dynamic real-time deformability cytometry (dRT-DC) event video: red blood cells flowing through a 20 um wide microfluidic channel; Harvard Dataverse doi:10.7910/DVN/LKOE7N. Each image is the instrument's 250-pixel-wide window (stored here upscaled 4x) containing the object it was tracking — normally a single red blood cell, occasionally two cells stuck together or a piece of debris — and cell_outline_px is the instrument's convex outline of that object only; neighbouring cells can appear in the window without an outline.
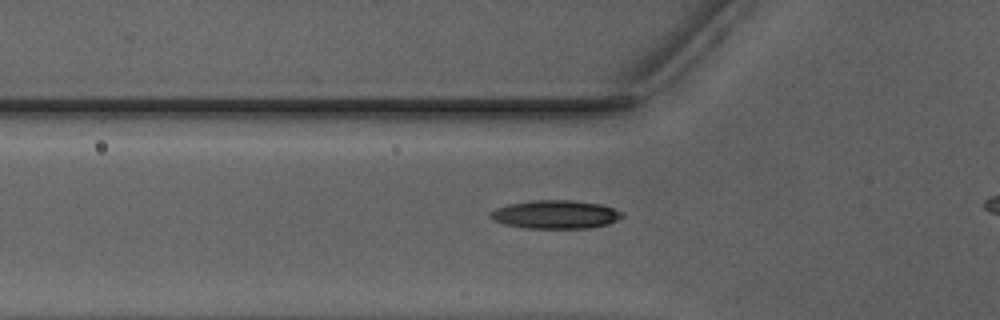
{"species": "Egyptian fruit bat (a non-hibernating species)", "species_latin": "Rousettus aegyptiacus", "temperature_condition": "warm", "stored_images_in_passage": 38, "camera_frame_rate_fps": 3000, "um_per_image_px": 0.085, "animal": {"sex": "male"}, "frame": {"image": 1, "passage_image": 13, "time_ms": 4.0, "image_size_px": [1000, 320], "cell_outline_px": [[624, 216], [608, 224], [588, 228], [524, 228], [504, 224], [492, 220], [488, 216], [496, 208], [508, 204], [532, 200], [572, 200], [600, 204], [624, 212]], "centroid_in_image_um": [47.2, 18.23], "position_along_channel_um": 78.6, "area_um2": 21.85}}
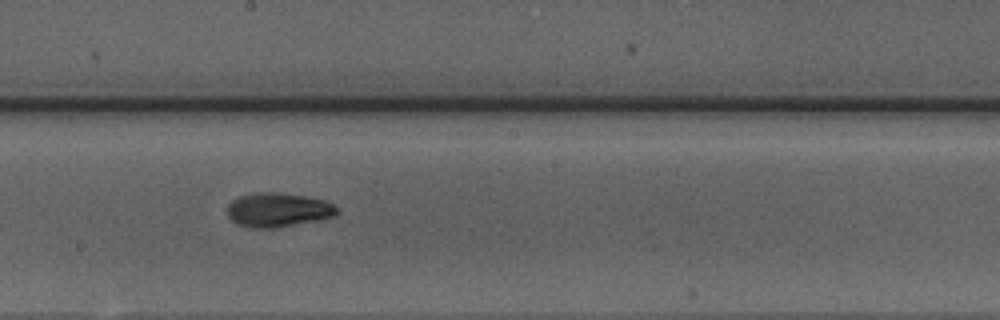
{"frame": {"image": 2, "passage_image": 24, "time_ms": 7.667, "image_size_px": [1000, 320], "cell_outline_px": [[340, 212], [332, 216], [316, 220], [272, 228], [252, 228], [236, 224], [228, 216], [228, 204], [232, 200], [240, 196], [256, 192], [276, 192], [304, 196], [324, 200], [340, 208]], "centroid_in_image_um": [23.61, 17.83], "position_along_channel_um": 224.6, "area_um2": 21.68}}
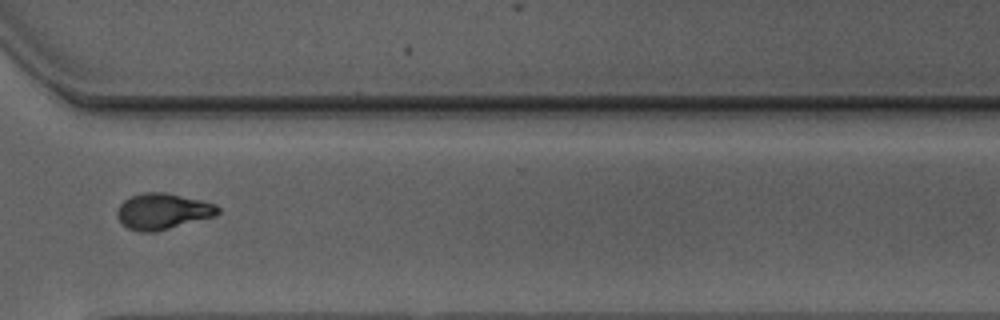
{"frame": {"image": 3, "passage_image": 34, "time_ms": 11.0, "image_size_px": [1000, 320], "cell_outline_px": [[220, 212], [216, 216], [152, 232], [140, 232], [128, 228], [116, 216], [116, 212], [120, 204], [124, 200], [132, 196], [144, 192], [168, 192], [216, 204], [220, 208]], "centroid_in_image_um": [13.84, 17.95], "position_along_channel_um": 356.8, "area_um2": 21.04}}